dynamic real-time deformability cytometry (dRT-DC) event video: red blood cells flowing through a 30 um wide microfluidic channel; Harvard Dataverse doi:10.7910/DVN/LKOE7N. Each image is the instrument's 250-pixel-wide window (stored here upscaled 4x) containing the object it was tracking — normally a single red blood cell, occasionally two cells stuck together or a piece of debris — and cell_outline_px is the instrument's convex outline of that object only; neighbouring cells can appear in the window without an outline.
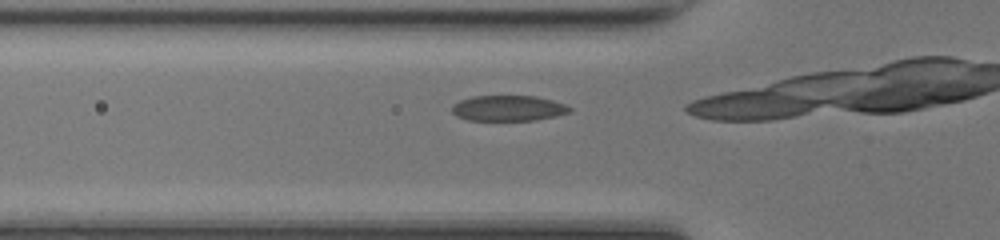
{"species": "common noctule bat (a hibernating species)", "species_latin": "Nyctalus noctula", "temperature_condition": "room temperature", "stored_images_in_passage": 14, "camera_frame_rate_fps": 3000, "um_per_image_px": 0.085, "animal": {"sex": "female", "body_mass_g": 17.0, "forearm_length_mm": 48.0}, "frame": {"image": 1, "passage_image": 5, "time_ms": 1.333, "image_size_px": [1000, 240], "cell_outline_px": [[572, 112], [556, 116], [536, 120], [468, 120], [456, 116], [452, 112], [452, 104], [460, 100], [472, 96], [536, 96], [552, 100], [564, 104], [572, 108]], "centroid_in_image_um": [43.21, 9.2], "position_along_channel_um": 82.6, "area_um2": 17.63}}
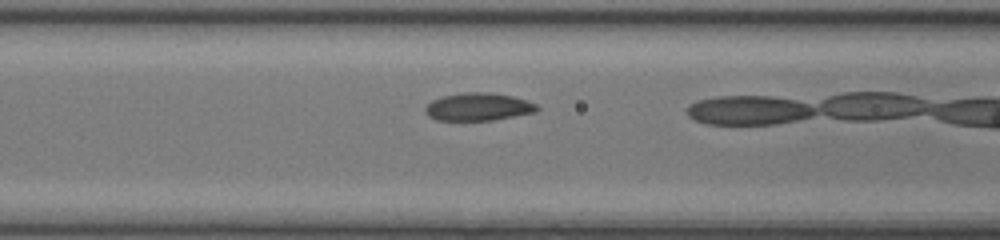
{"frame": {"image": 2, "passage_image": 8, "time_ms": 2.333, "image_size_px": [1000, 240], "cell_outline_px": [[540, 108], [536, 112], [492, 120], [436, 120], [428, 116], [424, 112], [424, 108], [432, 100], [444, 96], [464, 92], [488, 92], [512, 96], [528, 100], [536, 104]], "centroid_in_image_um": [40.66, 9.08], "position_along_channel_um": 125.9, "area_um2": 18.09}}